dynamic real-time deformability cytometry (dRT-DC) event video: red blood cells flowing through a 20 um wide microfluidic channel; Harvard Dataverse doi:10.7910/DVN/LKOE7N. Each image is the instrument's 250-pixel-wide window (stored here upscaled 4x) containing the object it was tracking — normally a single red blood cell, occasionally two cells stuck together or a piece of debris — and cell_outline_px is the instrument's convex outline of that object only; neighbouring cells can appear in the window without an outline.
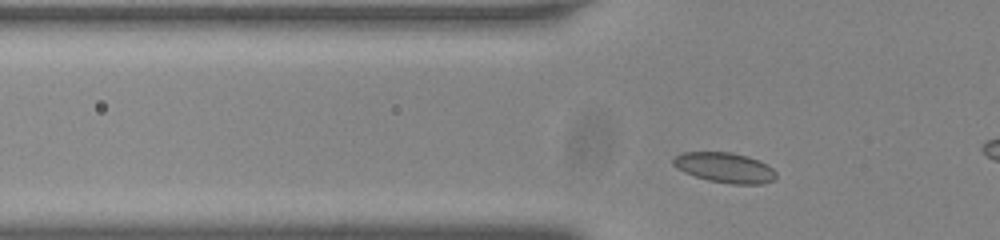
{"species": "common noctule bat (a hibernating species)", "species_latin": "Nyctalus noctula", "temperature_condition": "room temperature", "stored_images_in_passage": 42, "camera_frame_rate_fps": 3000, "um_per_image_px": 0.085, "animal": {"sex": "male", "body_mass_g": 20.0, "forearm_length_mm": 53.3}, "frame": {"image": 1, "passage_image": 11, "time_ms": 3.333, "image_size_px": [1000, 240], "cell_outline_px": [[776, 180], [760, 184], [732, 184], [708, 180], [684, 172], [676, 168], [672, 164], [672, 160], [680, 152], [732, 152], [748, 156], [760, 160], [768, 164], [776, 172]], "centroid_in_image_um": [61.63, 14.24], "position_along_channel_um": 64.2, "area_um2": 18.26}}
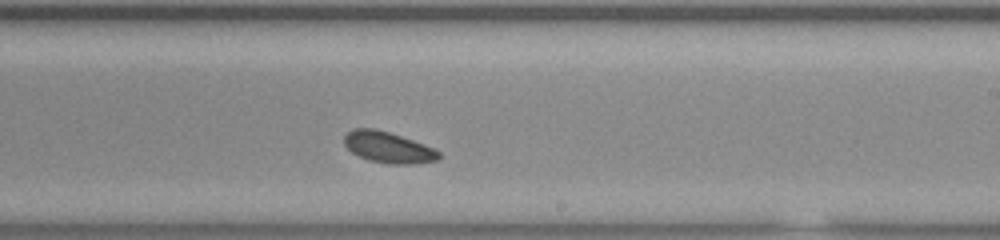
{"frame": {"image": 2, "passage_image": 27, "time_ms": 8.667, "image_size_px": [1000, 240], "cell_outline_px": [[440, 156], [436, 160], [416, 164], [388, 164], [368, 160], [352, 152], [344, 144], [344, 136], [348, 132], [356, 128], [372, 128], [388, 132], [424, 144], [440, 152]], "centroid_in_image_um": [32.99, 12.53], "position_along_channel_um": 256.0, "area_um2": 16.94}}
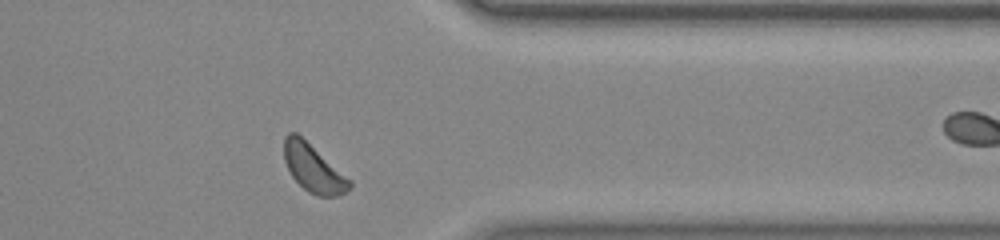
{"frame": {"image": 3, "passage_image": 38, "time_ms": 12.333, "image_size_px": [1000, 240], "cell_outline_px": [[352, 184], [344, 192], [336, 196], [316, 196], [308, 192], [292, 176], [284, 160], [284, 136], [288, 132], [296, 132], [352, 180]], "centroid_in_image_um": [26.62, 14.29], "position_along_channel_um": 384.8, "area_um2": 17.98}, "authors_computed_cell_mechanics": {"area_um2": 17.1088, "velocity_mm_per_s": 3.6918, "shape_relaxation_time_tau1_ms": 1.4338, "shape_relaxation_time_tau2_ms": 7.0691, "deformation_change_tau1": 0.0289, "deformation_change_tau2": 0.0771}}